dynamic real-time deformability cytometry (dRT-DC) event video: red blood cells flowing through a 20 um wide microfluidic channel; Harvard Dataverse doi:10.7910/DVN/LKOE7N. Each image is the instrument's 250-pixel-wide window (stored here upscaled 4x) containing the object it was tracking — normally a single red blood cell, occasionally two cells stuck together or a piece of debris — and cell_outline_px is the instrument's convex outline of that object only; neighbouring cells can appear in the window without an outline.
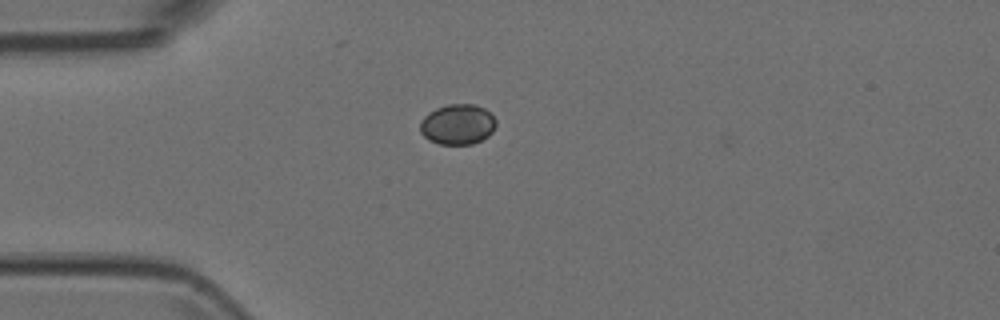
{"species": "Egyptian fruit bat (a non-hibernating species)", "species_latin": "Rousettus aegyptiacus", "temperature_condition": "room temperature", "stored_images_in_passage": 4, "camera_frame_rate_fps": 3000, "um_per_image_px": 0.085, "animal": {"sex": "female"}, "frame": {"image": 1, "passage_image": 1, "time_ms": 0.0, "image_size_px": [1000, 320], "cell_outline_px": [[496, 124], [492, 132], [488, 136], [472, 144], [440, 144], [428, 140], [420, 132], [420, 120], [428, 112], [436, 108], [448, 104], [476, 104], [484, 108], [496, 120]], "centroid_in_image_um": [38.87, 10.56], "position_along_channel_um": 46.1, "area_um2": 17.92}}
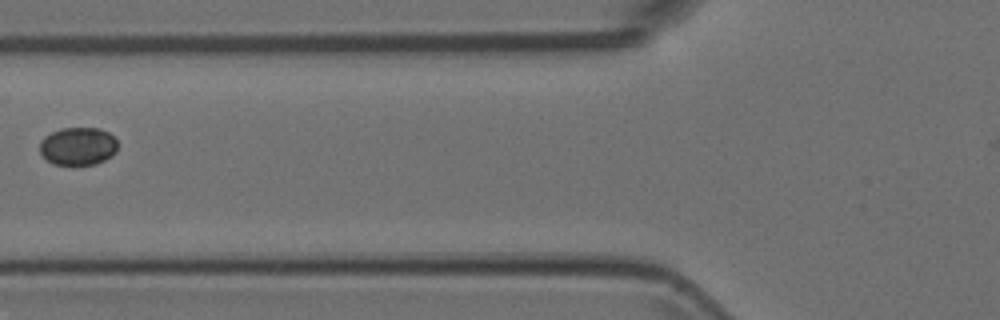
{"frame": {"image": 2, "passage_image": 3, "time_ms": 0.667, "image_size_px": [1000, 320], "cell_outline_px": [[116, 152], [112, 156], [96, 164], [72, 168], [52, 164], [40, 152], [40, 140], [44, 136], [60, 128], [100, 128], [108, 132], [116, 140]], "centroid_in_image_um": [6.61, 12.47], "position_along_channel_um": 119.2, "area_um2": 17.8}}
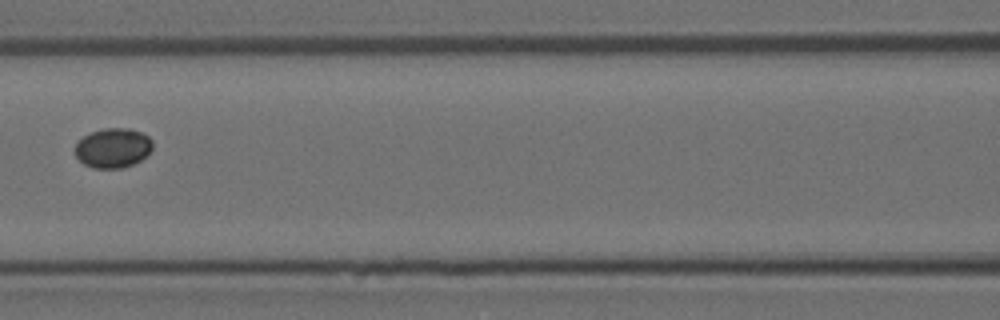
{"frame": {"image": 3, "passage_image": 4, "time_ms": 1.0, "image_size_px": [1000, 320], "cell_outline_px": [[152, 148], [140, 160], [132, 164], [120, 168], [92, 168], [84, 164], [76, 156], [76, 144], [84, 136], [92, 132], [104, 128], [128, 128], [140, 132], [148, 136], [152, 140]], "centroid_in_image_um": [9.6, 12.57], "position_along_channel_um": 157.0, "area_um2": 17.63}}